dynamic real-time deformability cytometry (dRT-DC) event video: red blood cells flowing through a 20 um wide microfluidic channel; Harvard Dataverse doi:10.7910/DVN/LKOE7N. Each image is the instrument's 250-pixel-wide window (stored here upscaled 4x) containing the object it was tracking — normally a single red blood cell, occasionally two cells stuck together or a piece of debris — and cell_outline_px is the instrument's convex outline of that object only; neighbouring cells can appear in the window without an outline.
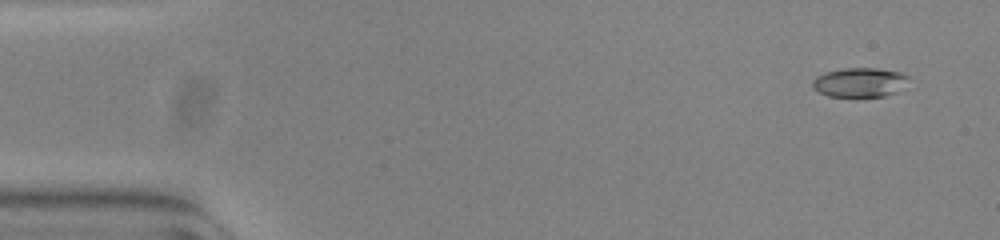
{"species": "common noctule bat (a hibernating species)", "species_latin": "Nyctalus noctula", "temperature_condition": "warm", "stored_images_in_passage": 55, "camera_frame_rate_fps": 3000, "um_per_image_px": 0.085, "animal": {"sex": "female", "body_mass_g": 23.0, "forearm_length_mm": 53.4}, "frame": {"image": 1, "passage_image": 4, "time_ms": 1.0, "image_size_px": [1000, 240], "cell_outline_px": [[908, 84], [904, 88], [896, 92], [884, 96], [856, 100], [828, 96], [812, 88], [812, 80], [816, 76], [824, 72], [844, 68], [876, 68], [900, 72], [908, 76]], "centroid_in_image_um": [73.07, 7.05], "position_along_channel_um": 11.9, "area_um2": 17.34}}
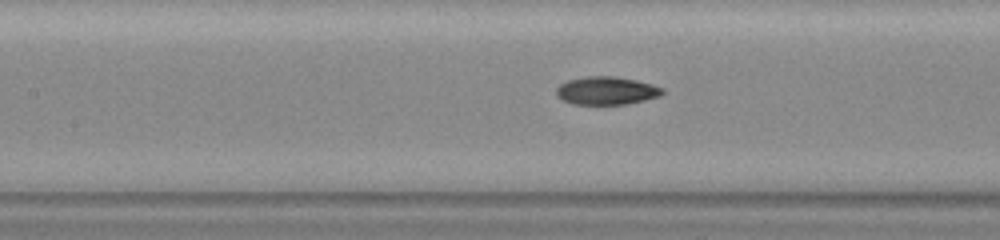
{"frame": {"image": 2, "passage_image": 25, "time_ms": 8.0, "image_size_px": [1000, 240], "cell_outline_px": [[664, 92], [660, 96], [644, 100], [624, 104], [572, 104], [556, 96], [556, 88], [560, 84], [568, 80], [588, 76], [612, 76], [636, 80], [652, 84], [664, 88]], "centroid_in_image_um": [51.55, 7.7], "position_along_channel_um": 155.9, "area_um2": 17.28}}
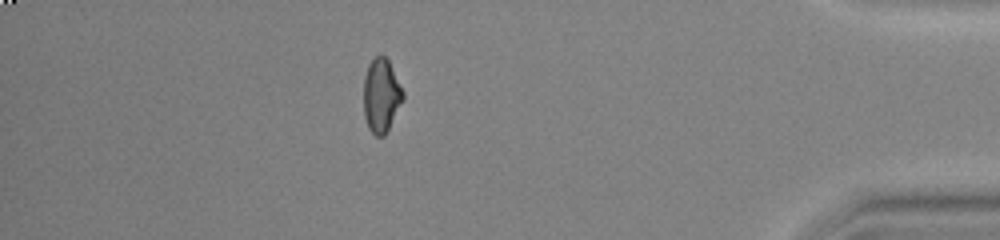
{"frame": {"image": 3, "passage_image": 48, "time_ms": 15.667, "image_size_px": [1000, 240], "cell_outline_px": [[404, 96], [384, 136], [376, 136], [368, 128], [364, 116], [364, 76], [368, 64], [380, 52], [388, 60], [404, 92]], "centroid_in_image_um": [32.38, 8.08], "position_along_channel_um": 402.8, "area_um2": 16.7}, "authors_computed_cell_mechanics": {"area_um2": 17.1666, "velocity_mm_per_s": 3.8229, "shape_relaxation_time_tau1_ms": null, "shape_relaxation_time_tau2_ms": 2.6536, "deformation_change_tau1": null, "deformation_change_tau2": 0.0642}}